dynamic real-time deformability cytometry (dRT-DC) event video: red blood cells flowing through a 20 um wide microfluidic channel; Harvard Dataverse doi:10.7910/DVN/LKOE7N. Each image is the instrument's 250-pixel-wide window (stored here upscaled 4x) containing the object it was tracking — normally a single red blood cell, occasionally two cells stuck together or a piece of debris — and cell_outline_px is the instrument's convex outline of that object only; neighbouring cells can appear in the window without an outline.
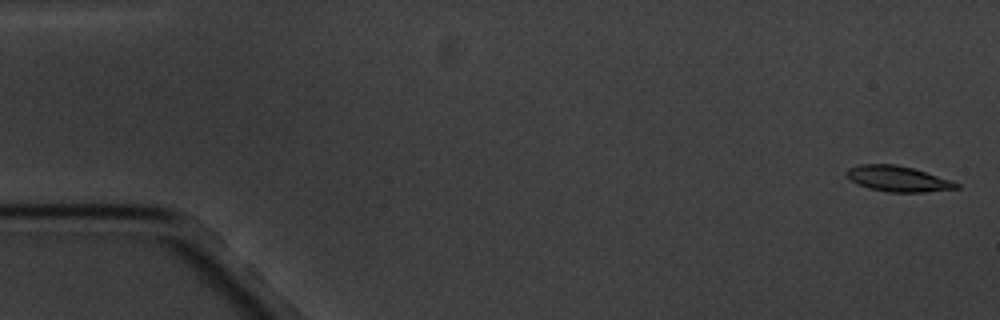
{"species": "common noctule bat (a hibernating species)", "species_latin": "Nyctalus noctula", "temperature_condition": "cold", "stored_images_in_passage": 5, "camera_frame_rate_fps": 3000, "um_per_image_px": 0.085, "animal": {"sex": "male", "body_mass_g": 20.1, "forearm_length_mm": 53.5}, "frame": {"image": 1, "passage_image": 1, "time_ms": 0.0, "image_size_px": [1000, 320], "cell_outline_px": [[960, 188], [924, 192], [888, 192], [868, 188], [856, 184], [844, 172], [848, 168], [860, 164], [896, 164], [912, 168], [952, 180], [960, 184]], "centroid_in_image_um": [76.32, 15.2], "position_along_channel_um": 8.7, "area_um2": 16.42}}
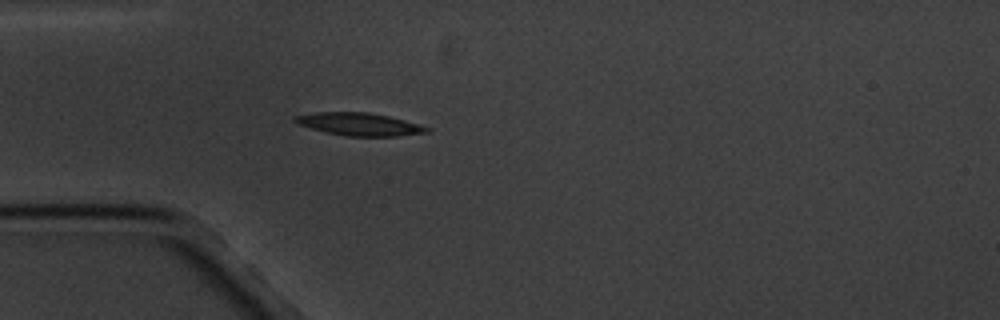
{"frame": {"image": 2, "passage_image": 5, "time_ms": 5.0, "image_size_px": [1000, 320], "cell_outline_px": [[432, 128], [428, 132], [396, 136], [344, 136], [296, 124], [292, 120], [292, 116], [316, 112], [368, 112], [388, 116], [404, 120]], "centroid_in_image_um": [30.51, 10.55], "position_along_channel_um": 54.5, "area_um2": 17.4}}